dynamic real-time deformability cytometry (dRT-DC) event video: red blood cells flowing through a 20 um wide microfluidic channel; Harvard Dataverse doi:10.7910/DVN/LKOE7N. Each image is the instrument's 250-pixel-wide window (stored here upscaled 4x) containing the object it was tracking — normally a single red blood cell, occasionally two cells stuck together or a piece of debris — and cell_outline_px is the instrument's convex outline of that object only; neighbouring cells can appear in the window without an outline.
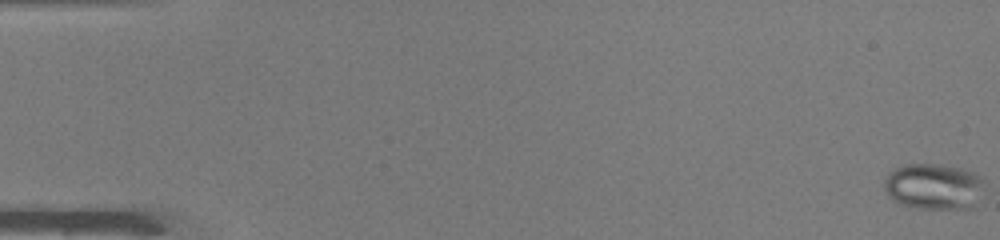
{"species": "common noctule bat (a hibernating species)", "species_latin": "Nyctalus noctula", "temperature_condition": "warm", "stored_images_in_passage": 51, "camera_frame_rate_fps": 3000, "um_per_image_px": 0.085, "animal": {"sex": "male", "body_mass_g": 19.0, "forearm_length_mm": 50.8}, "frame": {"image": 1, "passage_image": 1, "time_ms": 0.0, "image_size_px": [1000, 240], "cell_outline_px": [[984, 180], [972, 208], [916, 208], [896, 204], [888, 196], [884, 188], [884, 180], [888, 172], [904, 164], [940, 164], [960, 168], [976, 172]], "centroid_in_image_um": [79.29, 15.84], "position_along_channel_um": 5.7, "area_um2": 26.88}}
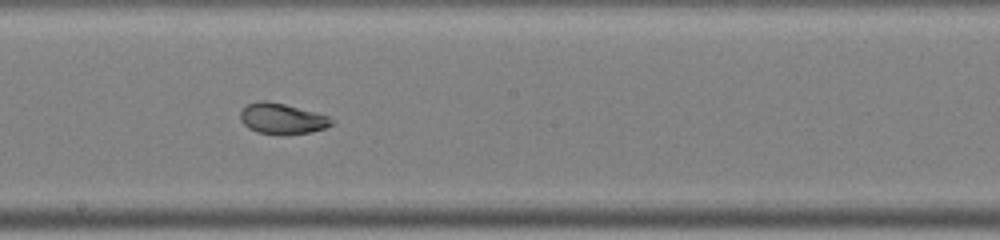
{"frame": {"image": 2, "passage_image": 29, "time_ms": 9.333, "image_size_px": [1000, 240], "cell_outline_px": [[336, 120], [332, 124], [324, 128], [308, 132], [284, 136], [280, 136], [256, 132], [248, 128], [240, 120], [240, 112], [248, 104], [260, 100], [264, 100], [284, 104], [328, 116]], "centroid_in_image_um": [23.95, 10.11], "position_along_channel_um": 224.2, "area_um2": 16.42}}
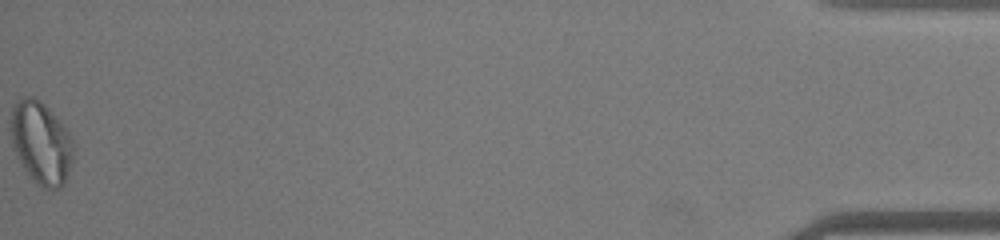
{"frame": {"image": 3, "passage_image": 51, "time_ms": 16.667, "image_size_px": [1000, 240], "cell_outline_px": [[72, 160], [64, 184], [60, 188], [44, 188], [20, 164], [12, 144], [12, 108], [20, 96], [32, 96], [40, 100], [56, 116], [68, 132], [72, 144]], "centroid_in_image_um": [3.48, 12.1], "position_along_channel_um": 431.7, "area_um2": 29.36}}